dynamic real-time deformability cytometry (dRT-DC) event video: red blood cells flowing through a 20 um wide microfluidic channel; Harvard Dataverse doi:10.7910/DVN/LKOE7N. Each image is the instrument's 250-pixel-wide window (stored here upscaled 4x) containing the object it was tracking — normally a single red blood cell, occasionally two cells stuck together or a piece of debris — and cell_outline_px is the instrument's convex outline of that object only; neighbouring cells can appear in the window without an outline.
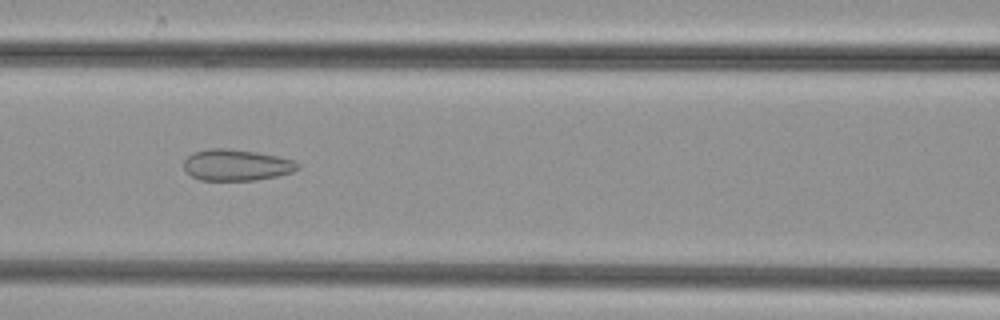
{"species": "common noctule bat (a hibernating species)", "species_latin": "Nyctalus noctula", "temperature_condition": "cold", "stored_images_in_passage": 30, "camera_frame_rate_fps": 3000, "um_per_image_px": 0.085, "animal": {"sex": "female", "body_mass_g": 29.2, "forearm_length_mm": 56.3}, "frame": {"image": 1, "passage_image": 10, "time_ms": 3.0, "image_size_px": [1000, 320], "cell_outline_px": [[300, 168], [292, 172], [276, 176], [256, 180], [200, 180], [192, 176], [184, 168], [184, 160], [192, 152], [208, 148], [228, 148], [256, 152], [276, 156], [292, 160], [300, 164]], "centroid_in_image_um": [20.08, 14.02], "position_along_channel_um": 146.5, "area_um2": 20.75}}
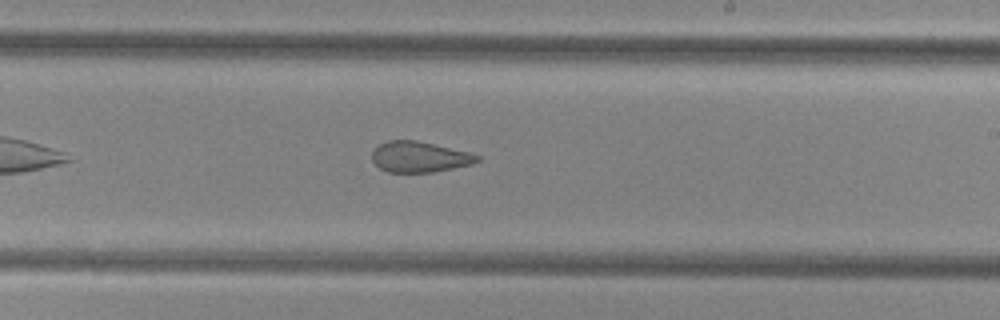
{"frame": {"image": 2, "passage_image": 18, "time_ms": 5.667, "image_size_px": [1000, 320], "cell_outline_px": [[480, 160], [472, 164], [436, 172], [388, 172], [380, 168], [372, 160], [372, 152], [380, 144], [388, 140], [416, 140], [468, 152], [480, 156]], "centroid_in_image_um": [35.66, 13.34], "position_along_channel_um": 253.3, "area_um2": 18.73}}
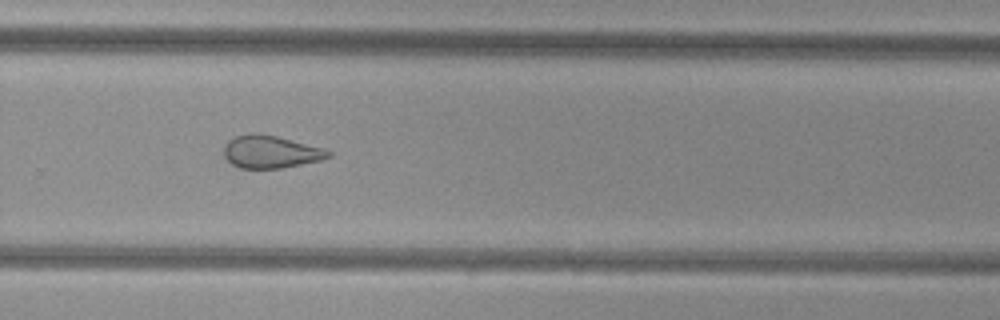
{"frame": {"image": 3, "passage_image": 22, "time_ms": 7.0, "image_size_px": [1000, 320], "cell_outline_px": [[332, 156], [320, 160], [280, 168], [240, 168], [232, 164], [224, 156], [224, 144], [228, 140], [236, 136], [248, 132], [260, 132], [324, 148], [332, 152]], "centroid_in_image_um": [22.98, 12.88], "position_along_channel_um": 306.8, "area_um2": 19.94}}